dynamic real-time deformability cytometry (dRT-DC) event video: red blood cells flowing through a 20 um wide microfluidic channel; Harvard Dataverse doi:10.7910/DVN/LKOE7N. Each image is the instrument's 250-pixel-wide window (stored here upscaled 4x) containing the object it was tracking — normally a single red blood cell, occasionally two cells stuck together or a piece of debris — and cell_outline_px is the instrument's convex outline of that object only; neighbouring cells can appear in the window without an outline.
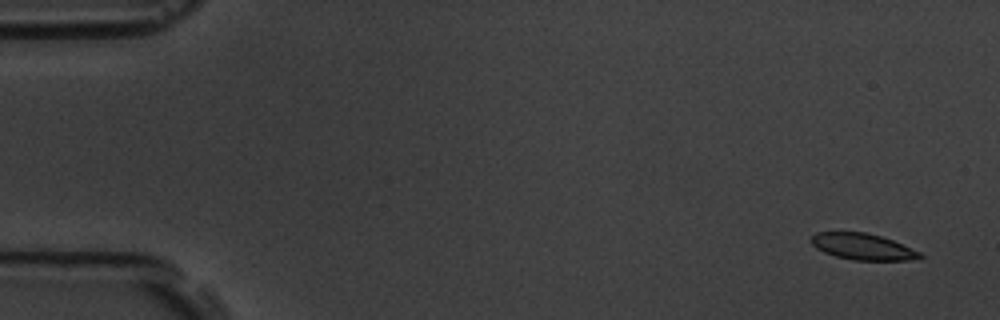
{"species": "common noctule bat (a hibernating species)", "species_latin": "Nyctalus noctula", "temperature_condition": "room temperature", "stored_images_in_passage": 5, "camera_frame_rate_fps": 3000, "um_per_image_px": 0.085, "animal": {"sex": "male", "body_mass_g": 19.5, "forearm_length_mm": 54.6}, "frame": {"image": 1, "passage_image": 1, "time_ms": 0.0, "image_size_px": [1000, 320], "cell_outline_px": [[924, 256], [920, 260], [852, 260], [836, 256], [824, 252], [816, 248], [812, 244], [812, 236], [816, 232], [864, 232], [880, 236], [892, 240], [920, 252]], "centroid_in_image_um": [73.36, 20.97], "position_along_channel_um": 11.6, "area_um2": 16.59}}
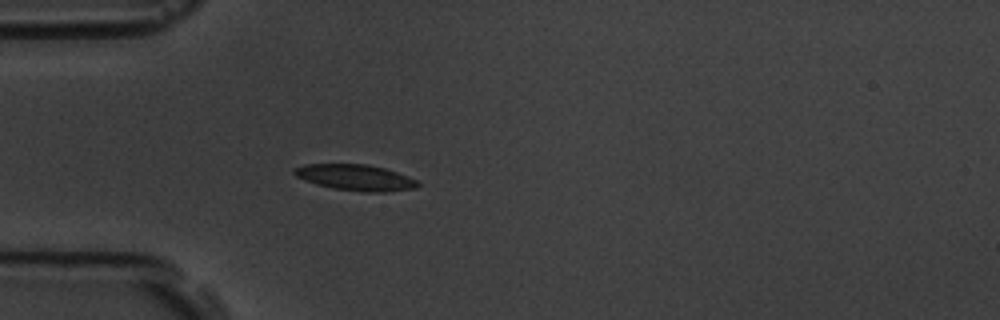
{"frame": {"image": 2, "passage_image": 5, "time_ms": 4.667, "image_size_px": [1000, 320], "cell_outline_px": [[420, 184], [416, 188], [384, 192], [364, 192], [332, 188], [316, 184], [304, 180], [296, 176], [292, 172], [292, 168], [304, 164], [368, 164], [384, 168], [396, 172], [416, 180]], "centroid_in_image_um": [30.17, 15.08], "position_along_channel_um": 54.8, "area_um2": 18.73}}